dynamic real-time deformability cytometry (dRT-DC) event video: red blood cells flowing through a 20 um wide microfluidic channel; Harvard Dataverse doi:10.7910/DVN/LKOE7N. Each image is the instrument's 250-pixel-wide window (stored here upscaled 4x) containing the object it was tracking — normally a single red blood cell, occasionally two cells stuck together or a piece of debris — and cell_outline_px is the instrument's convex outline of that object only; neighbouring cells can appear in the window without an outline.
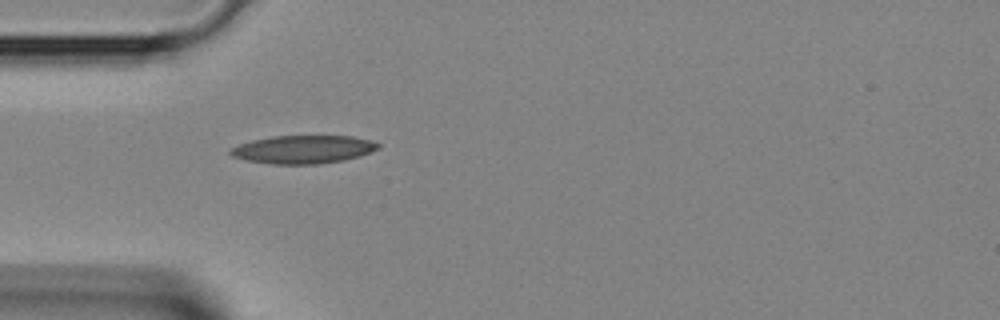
{"species": "Egyptian fruit bat (a non-hibernating species)", "species_latin": "Rousettus aegyptiacus", "temperature_condition": "room temperature", "stored_images_in_passage": 2, "camera_frame_rate_fps": 3000, "um_per_image_px": 0.085, "animal": {"sex": "female"}, "frame": {"image": 1, "passage_image": 2, "time_ms": 0.333, "image_size_px": [1000, 320], "cell_outline_px": [[380, 148], [360, 156], [344, 160], [316, 164], [272, 164], [248, 160], [232, 156], [228, 152], [228, 148], [252, 140], [272, 136], [352, 136], [372, 140], [380, 144]], "centroid_in_image_um": [25.78, 12.69], "position_along_channel_um": 59.2, "area_um2": 24.28}}